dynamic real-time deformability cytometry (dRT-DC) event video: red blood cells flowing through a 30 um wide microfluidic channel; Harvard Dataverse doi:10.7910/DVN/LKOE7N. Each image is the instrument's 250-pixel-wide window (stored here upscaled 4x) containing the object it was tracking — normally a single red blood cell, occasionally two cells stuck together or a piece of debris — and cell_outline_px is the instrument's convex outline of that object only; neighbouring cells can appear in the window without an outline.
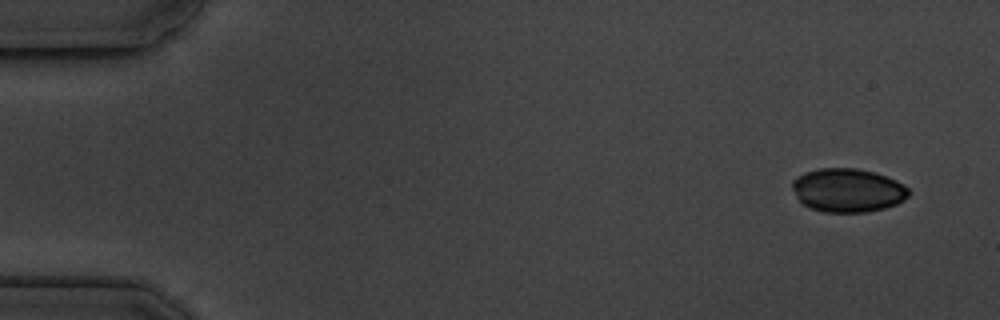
{"species": "common noctule bat (a hibernating species)", "species_latin": "Nyctalus noctula", "temperature_condition": "cold", "stored_images_in_passage": 5, "segment_of_instrument_passage": [1, 2], "camera_frame_rate_fps": 3000, "um_per_image_px": 0.085, "animal": {"sex": "male", "body_mass_g": 19.5, "forearm_length_mm": 54.6}, "frame": {"image": 1, "passage_image": 1, "time_ms": 0.0, "image_size_px": [1000, 320], "cell_outline_px": [[912, 192], [904, 200], [896, 204], [884, 208], [868, 212], [824, 212], [812, 208], [804, 204], [796, 196], [792, 188], [792, 180], [804, 172], [820, 168], [856, 168], [872, 172], [896, 180], [904, 184]], "centroid_in_image_um": [72.07, 16.17], "position_along_channel_um": 12.9, "area_um2": 29.59}}